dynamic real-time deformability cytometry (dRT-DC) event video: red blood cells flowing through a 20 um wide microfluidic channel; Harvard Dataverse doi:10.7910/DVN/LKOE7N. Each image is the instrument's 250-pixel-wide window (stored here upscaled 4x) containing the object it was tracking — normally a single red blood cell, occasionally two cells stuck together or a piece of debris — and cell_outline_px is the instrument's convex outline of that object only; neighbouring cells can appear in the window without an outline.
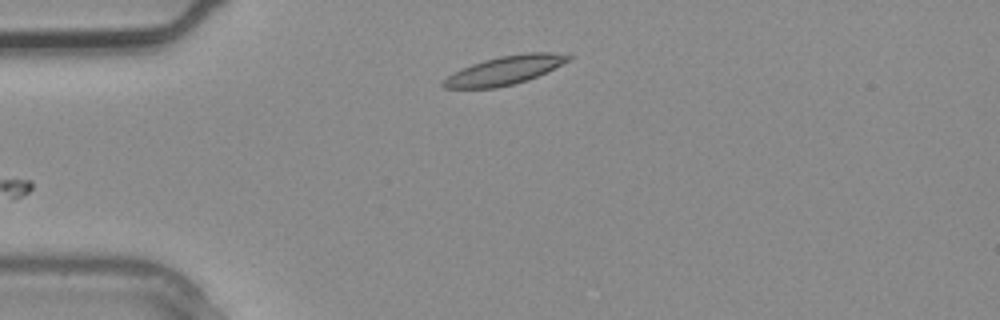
{"species": "common noctule bat (a hibernating species)", "species_latin": "Nyctalus noctula", "temperature_condition": "warm", "stored_images_in_passage": 3, "camera_frame_rate_fps": 3000, "um_per_image_px": 0.085, "animal": {"sex": "male", "body_mass_g": 20.4}, "frame": {"image": 1, "passage_image": 2, "time_ms": 0.333, "image_size_px": [1000, 320], "cell_outline_px": [[572, 56], [568, 60], [528, 80], [496, 88], [444, 88], [440, 84], [448, 76], [472, 64], [484, 60], [500, 56], [524, 52], [552, 52]], "centroid_in_image_um": [42.87, 5.97], "position_along_channel_um": 42.1, "area_um2": 20.35}}